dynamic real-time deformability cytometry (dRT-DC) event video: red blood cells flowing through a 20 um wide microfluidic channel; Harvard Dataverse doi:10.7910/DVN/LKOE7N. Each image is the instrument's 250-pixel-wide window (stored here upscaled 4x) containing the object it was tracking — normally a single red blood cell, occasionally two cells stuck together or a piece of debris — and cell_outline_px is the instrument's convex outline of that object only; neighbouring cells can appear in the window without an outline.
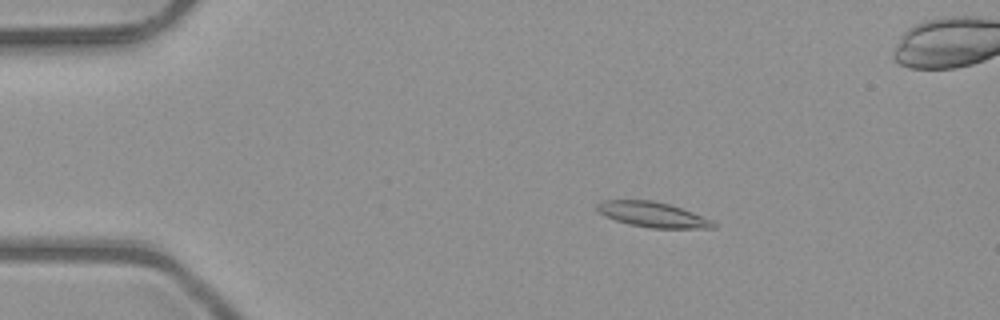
{"species": "common noctule bat (a hibernating species)", "species_latin": "Nyctalus noctula", "temperature_condition": "room temperature", "stored_images_in_passage": 52, "camera_frame_rate_fps": 3000, "um_per_image_px": 0.085, "animal": {"sex": "male", "body_mass_g": 23.1, "forearm_length_mm": 52.7}, "frame": {"image": 1, "passage_image": 9, "time_ms": 2.667, "image_size_px": [1000, 320], "cell_outline_px": [[716, 228], [652, 228], [628, 224], [604, 216], [596, 208], [596, 204], [604, 200], [652, 200], [668, 204], [692, 212], [712, 220], [716, 224]], "centroid_in_image_um": [55.46, 18.24], "position_along_channel_um": 29.5, "area_um2": 16.94}}
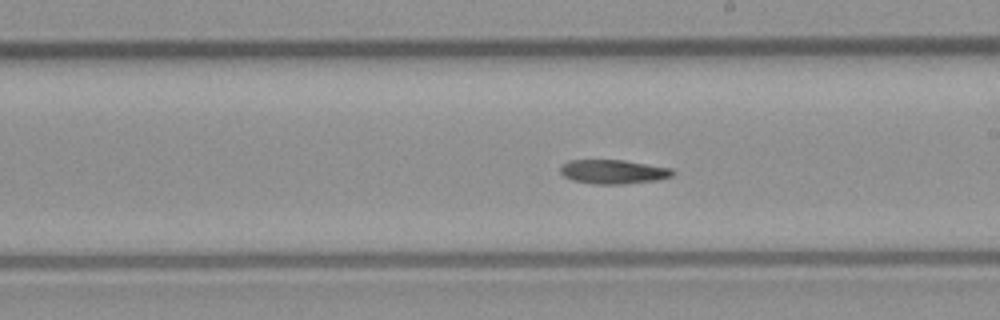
{"frame": {"image": 2, "passage_image": 29, "time_ms": 9.333, "image_size_px": [1000, 320], "cell_outline_px": [[676, 172], [672, 176], [660, 180], [624, 184], [596, 184], [572, 180], [564, 176], [560, 172], [560, 168], [568, 160], [624, 160], [672, 168]], "centroid_in_image_um": [52.17, 14.6], "position_along_channel_um": 236.8, "area_um2": 15.9}}
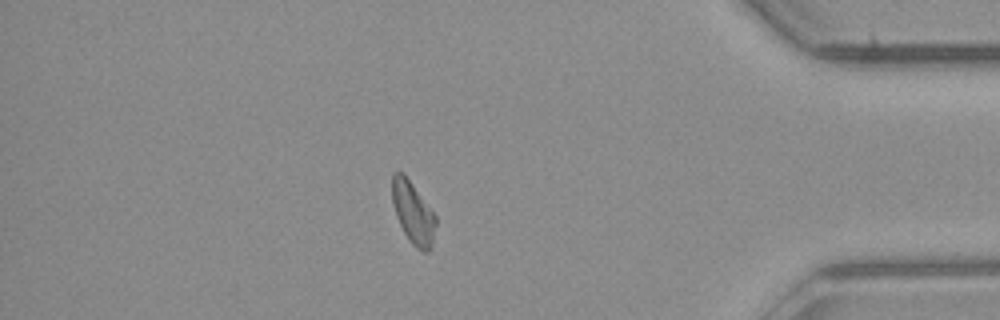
{"frame": {"image": 3, "passage_image": 44, "time_ms": 14.333, "image_size_px": [1000, 320], "cell_outline_px": [[436, 224], [432, 248], [428, 252], [424, 252], [416, 248], [408, 240], [396, 216], [392, 204], [392, 172], [404, 172], [436, 216]], "centroid_in_image_um": [35.1, 18.09], "position_along_channel_um": 400.1, "area_um2": 15.95}, "authors_computed_cell_mechanics": {"area_um2": 16.3574, "velocity_mm_per_s": 4.0265, "shape_relaxation_time_tau1_ms": 5.6308, "shape_relaxation_time_tau2_ms": null, "deformation_change_tau1": 0.1623, "deformation_change_tau2": null}}